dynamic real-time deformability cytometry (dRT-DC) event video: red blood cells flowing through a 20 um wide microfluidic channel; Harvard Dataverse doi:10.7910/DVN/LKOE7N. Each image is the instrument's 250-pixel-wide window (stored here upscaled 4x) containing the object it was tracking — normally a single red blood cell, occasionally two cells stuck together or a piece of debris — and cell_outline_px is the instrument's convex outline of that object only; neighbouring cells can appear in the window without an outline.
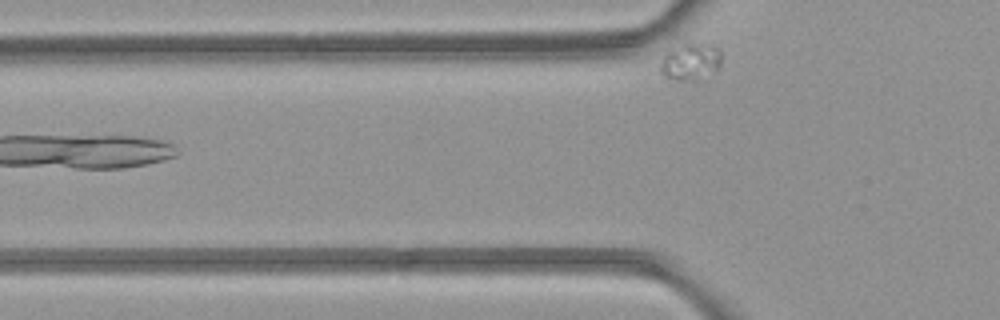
{"species": "common noctule bat (a hibernating species)", "species_latin": "Nyctalus noctula", "temperature_condition": "room temperature", "stored_images_in_passage": 5, "camera_frame_rate_fps": 3000, "um_per_image_px": 0.085, "animal": {"sex": "female", "body_mass_g": 21.9}, "frame": {"image": 1, "passage_image": 4, "time_ms": 3.333, "image_size_px": [1000, 320], "cell_outline_px": [[720, 68], [680, 80], [676, 80], [664, 76], [660, 72], [660, 64], [664, 52], [668, 48], [688, 40], [692, 40], [712, 44], [720, 48]], "centroid_in_image_um": [58.63, 5.08], "position_along_channel_um": 67.2, "area_um2": 13.24}}